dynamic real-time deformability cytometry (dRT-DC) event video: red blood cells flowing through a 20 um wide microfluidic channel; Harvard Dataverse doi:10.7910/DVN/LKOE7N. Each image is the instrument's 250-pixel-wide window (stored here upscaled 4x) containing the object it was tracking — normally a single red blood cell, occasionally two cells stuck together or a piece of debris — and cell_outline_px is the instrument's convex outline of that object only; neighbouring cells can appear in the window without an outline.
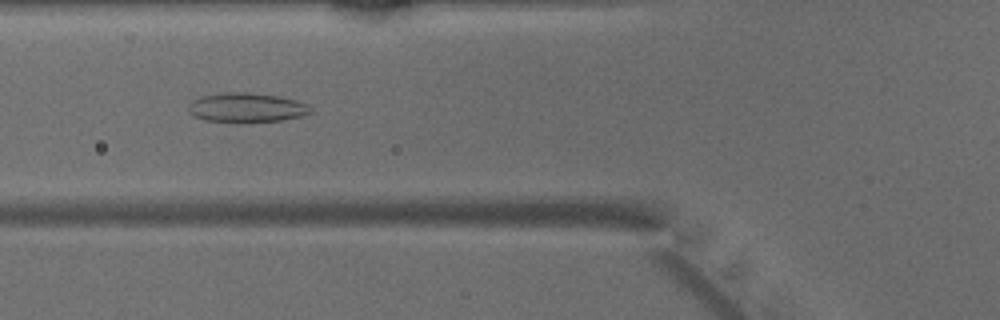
{"species": "common noctule bat (a hibernating species)", "species_latin": "Nyctalus noctula", "temperature_condition": "warm", "stored_images_in_passage": 28, "camera_frame_rate_fps": 3000, "um_per_image_px": 0.085, "animal": {"sex": "male", "body_mass_g": 15.6}, "frame": {"image": 1, "passage_image": 8, "time_ms": 2.333, "image_size_px": [1000, 320], "cell_outline_px": [[312, 112], [304, 116], [280, 120], [204, 120], [188, 112], [188, 104], [192, 100], [200, 96], [228, 92], [244, 92], [280, 96], [296, 100], [312, 108]], "centroid_in_image_um": [20.96, 9.11], "position_along_channel_um": 104.8, "area_um2": 20.29}}
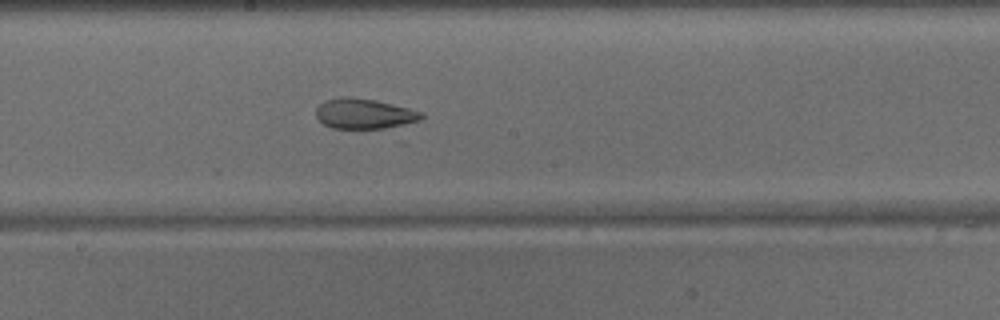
{"frame": {"image": 2, "passage_image": 16, "time_ms": 5.0, "image_size_px": [1000, 320], "cell_outline_px": [[424, 116], [420, 120], [404, 124], [384, 128], [332, 128], [324, 124], [316, 116], [316, 108], [324, 100], [340, 96], [348, 96], [376, 100], [424, 112]], "centroid_in_image_um": [30.94, 9.65], "position_along_channel_um": 217.3, "area_um2": 18.55}}
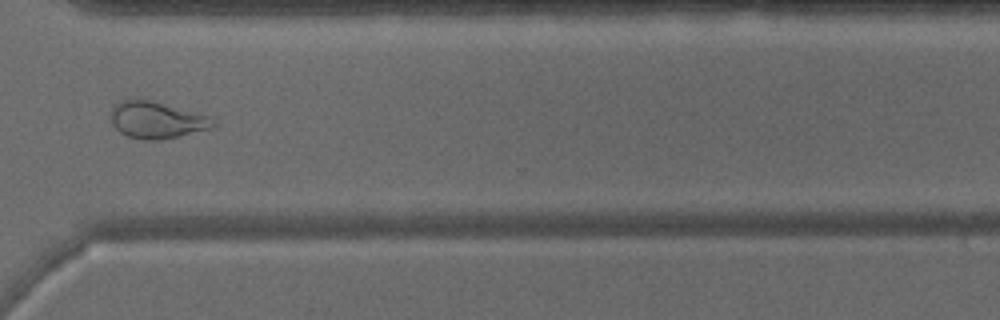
{"frame": {"image": 3, "passage_image": 26, "time_ms": 8.333, "image_size_px": [1000, 320], "cell_outline_px": [[216, 124], [212, 128], [176, 136], [156, 140], [144, 140], [128, 136], [120, 132], [112, 124], [112, 108], [116, 104], [124, 100], [152, 100], [204, 116]], "centroid_in_image_um": [13.25, 10.21], "position_along_channel_um": 357.4, "area_um2": 20.98}}